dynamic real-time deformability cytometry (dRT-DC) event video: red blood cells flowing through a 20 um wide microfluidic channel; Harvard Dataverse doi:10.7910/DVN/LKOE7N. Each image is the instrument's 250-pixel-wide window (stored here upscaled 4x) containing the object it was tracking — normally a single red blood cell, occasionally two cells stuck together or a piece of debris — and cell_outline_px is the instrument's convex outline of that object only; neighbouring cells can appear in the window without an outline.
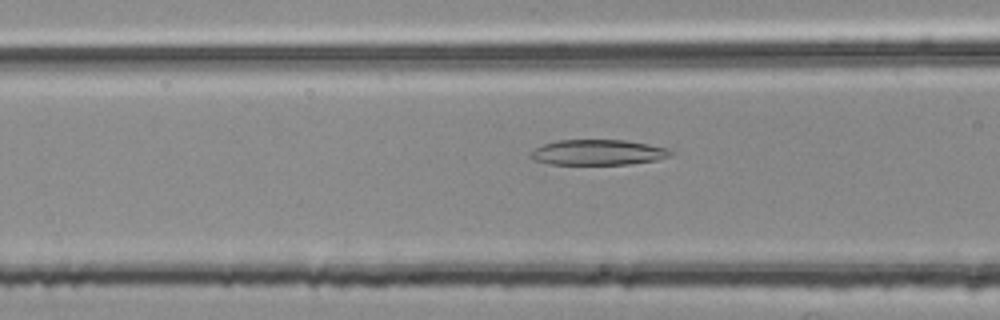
{"species": "common noctule bat (a hibernating species)", "species_latin": "Nyctalus noctula", "temperature_condition": "room temperature", "stored_images_in_passage": 43, "camera_frame_rate_fps": 3000, "um_per_image_px": 0.085, "animal": {"sex": "female", "body_mass_g": 25.1}, "frame": {"image": 1, "passage_image": 10, "time_ms": 3.0, "image_size_px": [1000, 320], "cell_outline_px": [[676, 152], [672, 156], [660, 160], [628, 164], [548, 164], [532, 160], [528, 156], [536, 148], [544, 144], [560, 140], [624, 140], [648, 144], [668, 148]], "centroid_in_image_um": [50.89, 12.96], "position_along_channel_um": 115.7, "area_um2": 20.92}}
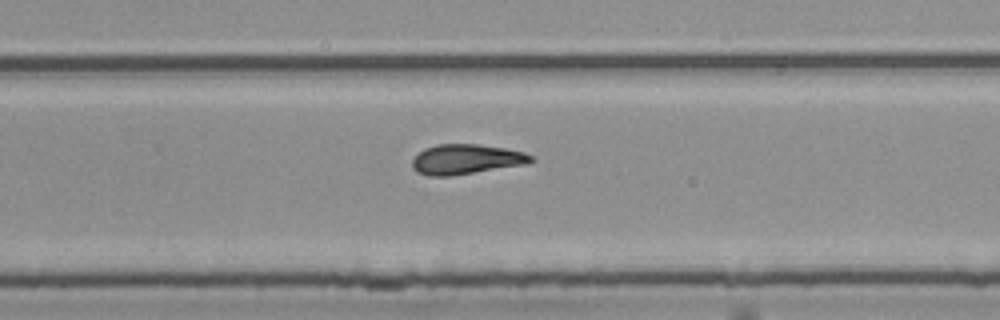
{"frame": {"image": 2, "passage_image": 24, "time_ms": 7.667, "image_size_px": [1000, 320], "cell_outline_px": [[536, 160], [528, 164], [452, 176], [428, 176], [416, 172], [412, 168], [412, 160], [424, 148], [436, 144], [476, 144], [504, 148], [524, 152], [532, 156]], "centroid_in_image_um": [39.62, 13.55], "position_along_channel_um": 290.2, "area_um2": 20.92}}
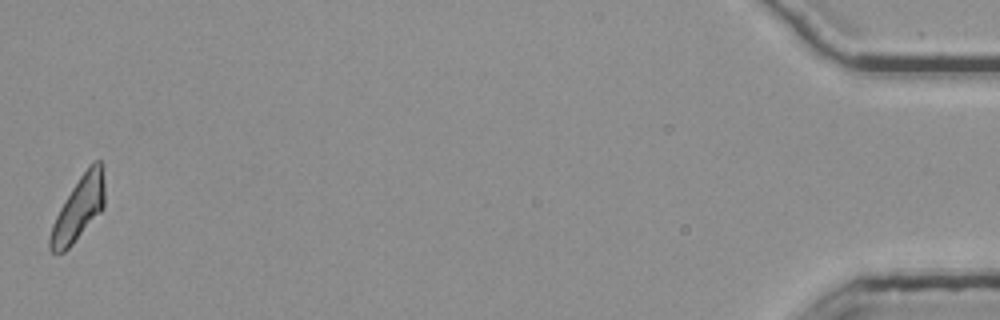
{"frame": {"image": 3, "passage_image": 43, "time_ms": 14.0, "image_size_px": [1000, 320], "cell_outline_px": [[104, 208], [72, 244], [64, 252], [52, 252], [48, 248], [48, 240], [52, 224], [60, 208], [72, 188], [80, 176], [92, 160], [100, 160], [104, 184]], "centroid_in_image_um": [6.67, 17.73], "position_along_channel_um": 428.5, "area_um2": 20.0}, "authors_computed_cell_mechanics": {"area_um2": 20.7502, "velocity_mm_per_s": 3.7508, "shape_relaxation_time_tau1_ms": null, "shape_relaxation_time_tau2_ms": 5.0582, "deformation_change_tau1": null, "deformation_change_tau2": 0.1496}}